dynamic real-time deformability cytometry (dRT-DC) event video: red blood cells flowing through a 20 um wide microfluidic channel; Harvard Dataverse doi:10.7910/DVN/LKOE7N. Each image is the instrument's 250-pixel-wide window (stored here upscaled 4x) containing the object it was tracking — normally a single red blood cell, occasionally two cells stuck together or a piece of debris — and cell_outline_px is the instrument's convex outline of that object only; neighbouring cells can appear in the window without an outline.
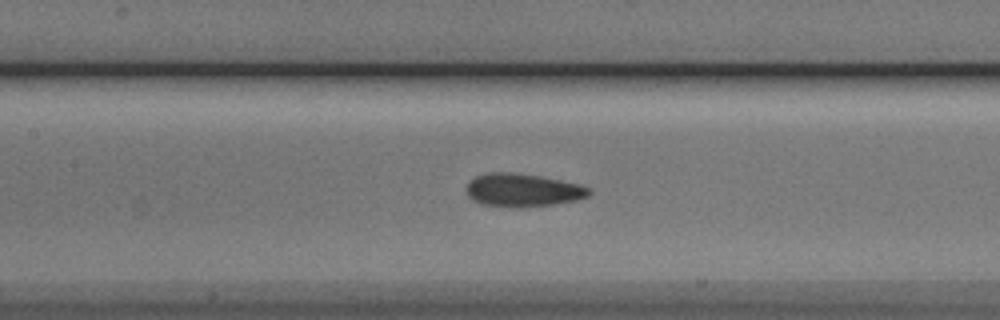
{"species": "Egyptian fruit bat (a non-hibernating species)", "species_latin": "Rousettus aegyptiacus", "temperature_condition": "cold", "stored_images_in_passage": 46, "camera_frame_rate_fps": 3000, "um_per_image_px": 0.085, "animal": {"sex": "male"}, "frame": {"image": 1, "passage_image": 16, "time_ms": 5.0, "image_size_px": [1000, 320], "cell_outline_px": [[592, 192], [588, 196], [576, 200], [552, 204], [520, 208], [480, 204], [472, 200], [468, 196], [468, 184], [476, 176], [488, 172], [512, 172], [540, 176], [580, 184], [592, 188]], "centroid_in_image_um": [44.46, 16.16], "position_along_channel_um": 162.9, "area_um2": 23.7}}
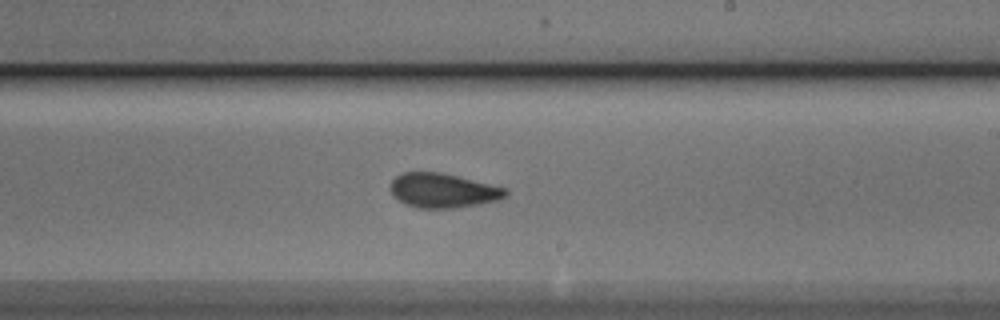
{"frame": {"image": 2, "passage_image": 23, "time_ms": 7.333, "image_size_px": [1000, 320], "cell_outline_px": [[508, 196], [500, 200], [480, 204], [456, 208], [416, 208], [404, 204], [388, 188], [392, 180], [400, 172], [440, 172], [508, 188]], "centroid_in_image_um": [37.68, 16.2], "position_along_channel_um": 251.3, "area_um2": 23.35}}
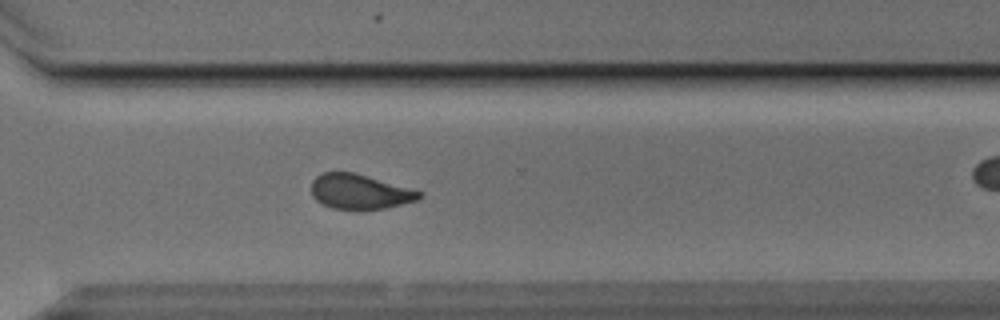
{"frame": {"image": 3, "passage_image": 30, "time_ms": 9.667, "image_size_px": [1000, 320], "cell_outline_px": [[424, 196], [416, 200], [384, 208], [332, 208], [316, 200], [312, 196], [312, 180], [316, 176], [324, 172], [352, 172], [424, 192]], "centroid_in_image_um": [30.57, 16.27], "position_along_channel_um": 340.0, "area_um2": 21.39}, "authors_computed_cell_mechanics": {"area_um2": 23.1489, "velocity_mm_per_s": 3.8003, "shape_relaxation_time_tau1_ms": 3.9097, "shape_relaxation_time_tau2_ms": 1.6414, "deformation_change_tau1": 0.0987, "deformation_change_tau2": 0.0689}}